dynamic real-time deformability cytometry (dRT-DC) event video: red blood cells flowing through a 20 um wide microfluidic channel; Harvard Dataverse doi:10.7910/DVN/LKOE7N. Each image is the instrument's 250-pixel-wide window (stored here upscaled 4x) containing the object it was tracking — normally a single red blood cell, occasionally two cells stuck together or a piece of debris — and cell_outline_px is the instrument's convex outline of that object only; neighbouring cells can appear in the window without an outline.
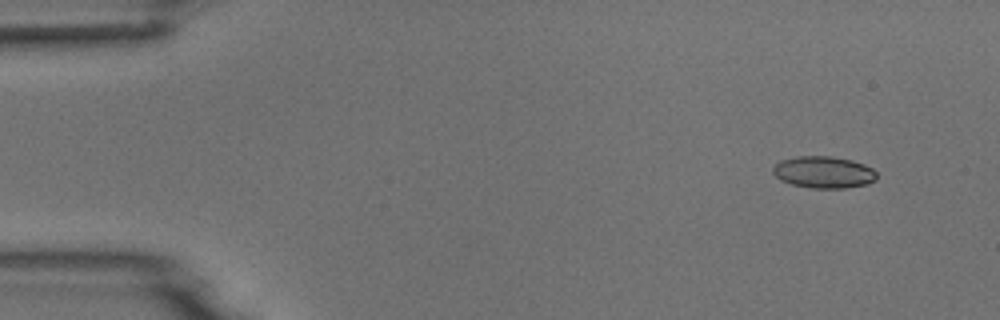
{"species": "common noctule bat (a hibernating species)", "species_latin": "Nyctalus noctula", "temperature_condition": "room temperature", "stored_images_in_passage": 5, "camera_frame_rate_fps": 3000, "um_per_image_px": 0.085, "animal": {"sex": "male", "body_mass_g": 18.8}, "frame": {"image": 1, "passage_image": 1, "time_ms": 0.0, "image_size_px": [1000, 320], "cell_outline_px": [[876, 180], [868, 184], [844, 188], [812, 188], [792, 184], [780, 180], [772, 172], [772, 168], [780, 160], [796, 156], [832, 156], [852, 160], [864, 164], [872, 168], [876, 172]], "centroid_in_image_um": [70.01, 14.63], "position_along_channel_um": 15.0, "area_um2": 19.36}}
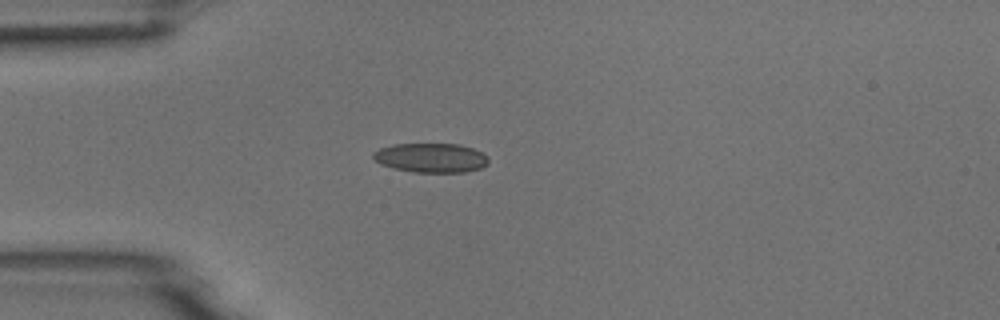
{"frame": {"image": 2, "passage_image": 4, "time_ms": 1.0, "image_size_px": [1000, 320], "cell_outline_px": [[488, 164], [480, 168], [464, 172], [412, 172], [380, 164], [372, 156], [372, 152], [380, 148], [392, 144], [460, 144], [484, 152], [488, 156]], "centroid_in_image_um": [36.65, 13.4], "position_along_channel_um": 48.3, "area_um2": 19.77}}